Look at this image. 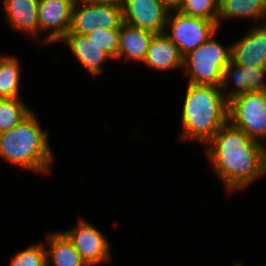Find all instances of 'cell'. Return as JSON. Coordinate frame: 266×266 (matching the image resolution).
<instances>
[{
  "mask_svg": "<svg viewBox=\"0 0 266 266\" xmlns=\"http://www.w3.org/2000/svg\"><path fill=\"white\" fill-rule=\"evenodd\" d=\"M206 157L228 192L249 187L266 175V146L229 122L205 144Z\"/></svg>",
  "mask_w": 266,
  "mask_h": 266,
  "instance_id": "1",
  "label": "cell"
},
{
  "mask_svg": "<svg viewBox=\"0 0 266 266\" xmlns=\"http://www.w3.org/2000/svg\"><path fill=\"white\" fill-rule=\"evenodd\" d=\"M182 109V140L204 145L228 123L229 101L220 87L187 84Z\"/></svg>",
  "mask_w": 266,
  "mask_h": 266,
  "instance_id": "2",
  "label": "cell"
},
{
  "mask_svg": "<svg viewBox=\"0 0 266 266\" xmlns=\"http://www.w3.org/2000/svg\"><path fill=\"white\" fill-rule=\"evenodd\" d=\"M48 134L32 111L18 125L0 133V156L24 170L47 174L53 161Z\"/></svg>",
  "mask_w": 266,
  "mask_h": 266,
  "instance_id": "3",
  "label": "cell"
},
{
  "mask_svg": "<svg viewBox=\"0 0 266 266\" xmlns=\"http://www.w3.org/2000/svg\"><path fill=\"white\" fill-rule=\"evenodd\" d=\"M214 36L183 56L182 73L189 84L220 87L223 70L231 62V45H222Z\"/></svg>",
  "mask_w": 266,
  "mask_h": 266,
  "instance_id": "4",
  "label": "cell"
},
{
  "mask_svg": "<svg viewBox=\"0 0 266 266\" xmlns=\"http://www.w3.org/2000/svg\"><path fill=\"white\" fill-rule=\"evenodd\" d=\"M228 122L252 140H266V91H250L229 101Z\"/></svg>",
  "mask_w": 266,
  "mask_h": 266,
  "instance_id": "5",
  "label": "cell"
},
{
  "mask_svg": "<svg viewBox=\"0 0 266 266\" xmlns=\"http://www.w3.org/2000/svg\"><path fill=\"white\" fill-rule=\"evenodd\" d=\"M123 23L120 0H77L72 7L68 32L86 35L98 29H120Z\"/></svg>",
  "mask_w": 266,
  "mask_h": 266,
  "instance_id": "6",
  "label": "cell"
},
{
  "mask_svg": "<svg viewBox=\"0 0 266 266\" xmlns=\"http://www.w3.org/2000/svg\"><path fill=\"white\" fill-rule=\"evenodd\" d=\"M168 27L171 30L169 33ZM218 27V24L214 21L187 16L177 10H171L164 33L184 56L206 42L216 33Z\"/></svg>",
  "mask_w": 266,
  "mask_h": 266,
  "instance_id": "7",
  "label": "cell"
},
{
  "mask_svg": "<svg viewBox=\"0 0 266 266\" xmlns=\"http://www.w3.org/2000/svg\"><path fill=\"white\" fill-rule=\"evenodd\" d=\"M77 227L62 231L89 266H97L110 259V244L94 225L80 218Z\"/></svg>",
  "mask_w": 266,
  "mask_h": 266,
  "instance_id": "8",
  "label": "cell"
},
{
  "mask_svg": "<svg viewBox=\"0 0 266 266\" xmlns=\"http://www.w3.org/2000/svg\"><path fill=\"white\" fill-rule=\"evenodd\" d=\"M75 0H39L38 1V38L41 32L46 36L42 44L59 42L70 30L72 7Z\"/></svg>",
  "mask_w": 266,
  "mask_h": 266,
  "instance_id": "9",
  "label": "cell"
},
{
  "mask_svg": "<svg viewBox=\"0 0 266 266\" xmlns=\"http://www.w3.org/2000/svg\"><path fill=\"white\" fill-rule=\"evenodd\" d=\"M123 22L148 30L164 33L170 10L160 0H120Z\"/></svg>",
  "mask_w": 266,
  "mask_h": 266,
  "instance_id": "10",
  "label": "cell"
},
{
  "mask_svg": "<svg viewBox=\"0 0 266 266\" xmlns=\"http://www.w3.org/2000/svg\"><path fill=\"white\" fill-rule=\"evenodd\" d=\"M265 74L266 67H247L230 62L223 70L220 85L222 94L230 101L232 98L250 91H266V81L263 82ZM230 82L234 84V89H228L231 86Z\"/></svg>",
  "mask_w": 266,
  "mask_h": 266,
  "instance_id": "11",
  "label": "cell"
},
{
  "mask_svg": "<svg viewBox=\"0 0 266 266\" xmlns=\"http://www.w3.org/2000/svg\"><path fill=\"white\" fill-rule=\"evenodd\" d=\"M247 32L231 44V62L247 67H266V23L255 25Z\"/></svg>",
  "mask_w": 266,
  "mask_h": 266,
  "instance_id": "12",
  "label": "cell"
},
{
  "mask_svg": "<svg viewBox=\"0 0 266 266\" xmlns=\"http://www.w3.org/2000/svg\"><path fill=\"white\" fill-rule=\"evenodd\" d=\"M66 42L67 47L72 52L76 60L86 68L91 76L96 77L102 74L103 64L107 59H111L94 42H91L86 35L75 32H67L60 42Z\"/></svg>",
  "mask_w": 266,
  "mask_h": 266,
  "instance_id": "13",
  "label": "cell"
},
{
  "mask_svg": "<svg viewBox=\"0 0 266 266\" xmlns=\"http://www.w3.org/2000/svg\"><path fill=\"white\" fill-rule=\"evenodd\" d=\"M143 63L156 71L182 69L183 56L165 33L154 34Z\"/></svg>",
  "mask_w": 266,
  "mask_h": 266,
  "instance_id": "14",
  "label": "cell"
},
{
  "mask_svg": "<svg viewBox=\"0 0 266 266\" xmlns=\"http://www.w3.org/2000/svg\"><path fill=\"white\" fill-rule=\"evenodd\" d=\"M38 1L3 0L6 20L13 29L25 32L38 39Z\"/></svg>",
  "mask_w": 266,
  "mask_h": 266,
  "instance_id": "15",
  "label": "cell"
},
{
  "mask_svg": "<svg viewBox=\"0 0 266 266\" xmlns=\"http://www.w3.org/2000/svg\"><path fill=\"white\" fill-rule=\"evenodd\" d=\"M154 33L123 22L119 30L118 58L143 62Z\"/></svg>",
  "mask_w": 266,
  "mask_h": 266,
  "instance_id": "16",
  "label": "cell"
},
{
  "mask_svg": "<svg viewBox=\"0 0 266 266\" xmlns=\"http://www.w3.org/2000/svg\"><path fill=\"white\" fill-rule=\"evenodd\" d=\"M47 266H89L63 232L47 235Z\"/></svg>",
  "mask_w": 266,
  "mask_h": 266,
  "instance_id": "17",
  "label": "cell"
},
{
  "mask_svg": "<svg viewBox=\"0 0 266 266\" xmlns=\"http://www.w3.org/2000/svg\"><path fill=\"white\" fill-rule=\"evenodd\" d=\"M232 18L266 19V0H219L218 26Z\"/></svg>",
  "mask_w": 266,
  "mask_h": 266,
  "instance_id": "18",
  "label": "cell"
},
{
  "mask_svg": "<svg viewBox=\"0 0 266 266\" xmlns=\"http://www.w3.org/2000/svg\"><path fill=\"white\" fill-rule=\"evenodd\" d=\"M20 66L14 55H0V98H20Z\"/></svg>",
  "mask_w": 266,
  "mask_h": 266,
  "instance_id": "19",
  "label": "cell"
},
{
  "mask_svg": "<svg viewBox=\"0 0 266 266\" xmlns=\"http://www.w3.org/2000/svg\"><path fill=\"white\" fill-rule=\"evenodd\" d=\"M31 112L21 98H0V133L18 125Z\"/></svg>",
  "mask_w": 266,
  "mask_h": 266,
  "instance_id": "20",
  "label": "cell"
},
{
  "mask_svg": "<svg viewBox=\"0 0 266 266\" xmlns=\"http://www.w3.org/2000/svg\"><path fill=\"white\" fill-rule=\"evenodd\" d=\"M177 11L187 16L201 17L218 24L219 0H183Z\"/></svg>",
  "mask_w": 266,
  "mask_h": 266,
  "instance_id": "21",
  "label": "cell"
},
{
  "mask_svg": "<svg viewBox=\"0 0 266 266\" xmlns=\"http://www.w3.org/2000/svg\"><path fill=\"white\" fill-rule=\"evenodd\" d=\"M120 29H98L86 34V37L101 48L111 59L118 57Z\"/></svg>",
  "mask_w": 266,
  "mask_h": 266,
  "instance_id": "22",
  "label": "cell"
},
{
  "mask_svg": "<svg viewBox=\"0 0 266 266\" xmlns=\"http://www.w3.org/2000/svg\"><path fill=\"white\" fill-rule=\"evenodd\" d=\"M43 243H36L16 252L10 266H47V248Z\"/></svg>",
  "mask_w": 266,
  "mask_h": 266,
  "instance_id": "23",
  "label": "cell"
},
{
  "mask_svg": "<svg viewBox=\"0 0 266 266\" xmlns=\"http://www.w3.org/2000/svg\"><path fill=\"white\" fill-rule=\"evenodd\" d=\"M170 11L177 10L183 0H160Z\"/></svg>",
  "mask_w": 266,
  "mask_h": 266,
  "instance_id": "24",
  "label": "cell"
},
{
  "mask_svg": "<svg viewBox=\"0 0 266 266\" xmlns=\"http://www.w3.org/2000/svg\"><path fill=\"white\" fill-rule=\"evenodd\" d=\"M234 266H244L242 263H238V262H236L235 264H234Z\"/></svg>",
  "mask_w": 266,
  "mask_h": 266,
  "instance_id": "25",
  "label": "cell"
}]
</instances>
